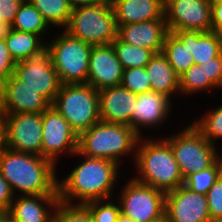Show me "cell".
<instances>
[{
	"instance_id": "obj_1",
	"label": "cell",
	"mask_w": 222,
	"mask_h": 222,
	"mask_svg": "<svg viewBox=\"0 0 222 222\" xmlns=\"http://www.w3.org/2000/svg\"><path fill=\"white\" fill-rule=\"evenodd\" d=\"M54 164L40 155L7 147L0 152V173L12 193L18 188L26 195L58 194Z\"/></svg>"
},
{
	"instance_id": "obj_2",
	"label": "cell",
	"mask_w": 222,
	"mask_h": 222,
	"mask_svg": "<svg viewBox=\"0 0 222 222\" xmlns=\"http://www.w3.org/2000/svg\"><path fill=\"white\" fill-rule=\"evenodd\" d=\"M118 164L114 161L87 157L65 180L58 182L59 199L70 203L79 198L78 204L110 199L111 189L116 181Z\"/></svg>"
},
{
	"instance_id": "obj_3",
	"label": "cell",
	"mask_w": 222,
	"mask_h": 222,
	"mask_svg": "<svg viewBox=\"0 0 222 222\" xmlns=\"http://www.w3.org/2000/svg\"><path fill=\"white\" fill-rule=\"evenodd\" d=\"M136 163L141 174L136 181L152 186L165 193L184 185L179 165L169 143L161 141L144 142L138 147Z\"/></svg>"
},
{
	"instance_id": "obj_4",
	"label": "cell",
	"mask_w": 222,
	"mask_h": 222,
	"mask_svg": "<svg viewBox=\"0 0 222 222\" xmlns=\"http://www.w3.org/2000/svg\"><path fill=\"white\" fill-rule=\"evenodd\" d=\"M139 140V134L128 125L100 120L78 136L77 154L118 164L119 157L134 150Z\"/></svg>"
},
{
	"instance_id": "obj_5",
	"label": "cell",
	"mask_w": 222,
	"mask_h": 222,
	"mask_svg": "<svg viewBox=\"0 0 222 222\" xmlns=\"http://www.w3.org/2000/svg\"><path fill=\"white\" fill-rule=\"evenodd\" d=\"M118 27L110 0L73 8L65 32L94 45L111 44L117 38Z\"/></svg>"
},
{
	"instance_id": "obj_6",
	"label": "cell",
	"mask_w": 222,
	"mask_h": 222,
	"mask_svg": "<svg viewBox=\"0 0 222 222\" xmlns=\"http://www.w3.org/2000/svg\"><path fill=\"white\" fill-rule=\"evenodd\" d=\"M52 106L78 136L101 120L98 91L88 83L62 85Z\"/></svg>"
},
{
	"instance_id": "obj_7",
	"label": "cell",
	"mask_w": 222,
	"mask_h": 222,
	"mask_svg": "<svg viewBox=\"0 0 222 222\" xmlns=\"http://www.w3.org/2000/svg\"><path fill=\"white\" fill-rule=\"evenodd\" d=\"M49 45L52 65L62 85L87 83L92 45L67 32Z\"/></svg>"
},
{
	"instance_id": "obj_8",
	"label": "cell",
	"mask_w": 222,
	"mask_h": 222,
	"mask_svg": "<svg viewBox=\"0 0 222 222\" xmlns=\"http://www.w3.org/2000/svg\"><path fill=\"white\" fill-rule=\"evenodd\" d=\"M165 140L174 152L184 179L193 172L212 166L219 159L215 145L211 144L193 125L175 137Z\"/></svg>"
},
{
	"instance_id": "obj_9",
	"label": "cell",
	"mask_w": 222,
	"mask_h": 222,
	"mask_svg": "<svg viewBox=\"0 0 222 222\" xmlns=\"http://www.w3.org/2000/svg\"><path fill=\"white\" fill-rule=\"evenodd\" d=\"M13 75L26 86L38 91L51 105L62 86L52 65L50 45L44 44L24 61L17 62Z\"/></svg>"
},
{
	"instance_id": "obj_10",
	"label": "cell",
	"mask_w": 222,
	"mask_h": 222,
	"mask_svg": "<svg viewBox=\"0 0 222 222\" xmlns=\"http://www.w3.org/2000/svg\"><path fill=\"white\" fill-rule=\"evenodd\" d=\"M166 193L130 180L121 195L120 212L135 222H150L165 214Z\"/></svg>"
},
{
	"instance_id": "obj_11",
	"label": "cell",
	"mask_w": 222,
	"mask_h": 222,
	"mask_svg": "<svg viewBox=\"0 0 222 222\" xmlns=\"http://www.w3.org/2000/svg\"><path fill=\"white\" fill-rule=\"evenodd\" d=\"M164 17L169 32L211 31V0H165Z\"/></svg>"
},
{
	"instance_id": "obj_12",
	"label": "cell",
	"mask_w": 222,
	"mask_h": 222,
	"mask_svg": "<svg viewBox=\"0 0 222 222\" xmlns=\"http://www.w3.org/2000/svg\"><path fill=\"white\" fill-rule=\"evenodd\" d=\"M64 150L77 154L78 135L59 111L50 105L42 112L41 156L55 163L58 153Z\"/></svg>"
},
{
	"instance_id": "obj_13",
	"label": "cell",
	"mask_w": 222,
	"mask_h": 222,
	"mask_svg": "<svg viewBox=\"0 0 222 222\" xmlns=\"http://www.w3.org/2000/svg\"><path fill=\"white\" fill-rule=\"evenodd\" d=\"M6 147L41 156L42 113L6 114Z\"/></svg>"
},
{
	"instance_id": "obj_14",
	"label": "cell",
	"mask_w": 222,
	"mask_h": 222,
	"mask_svg": "<svg viewBox=\"0 0 222 222\" xmlns=\"http://www.w3.org/2000/svg\"><path fill=\"white\" fill-rule=\"evenodd\" d=\"M165 215L168 222H207L210 220L205 194L182 185L166 193Z\"/></svg>"
},
{
	"instance_id": "obj_15",
	"label": "cell",
	"mask_w": 222,
	"mask_h": 222,
	"mask_svg": "<svg viewBox=\"0 0 222 222\" xmlns=\"http://www.w3.org/2000/svg\"><path fill=\"white\" fill-rule=\"evenodd\" d=\"M51 104L13 74L1 84L0 109L5 114L42 113Z\"/></svg>"
},
{
	"instance_id": "obj_16",
	"label": "cell",
	"mask_w": 222,
	"mask_h": 222,
	"mask_svg": "<svg viewBox=\"0 0 222 222\" xmlns=\"http://www.w3.org/2000/svg\"><path fill=\"white\" fill-rule=\"evenodd\" d=\"M88 65L87 83L97 91L120 85L124 69L112 43L92 46Z\"/></svg>"
},
{
	"instance_id": "obj_17",
	"label": "cell",
	"mask_w": 222,
	"mask_h": 222,
	"mask_svg": "<svg viewBox=\"0 0 222 222\" xmlns=\"http://www.w3.org/2000/svg\"><path fill=\"white\" fill-rule=\"evenodd\" d=\"M168 32L165 19H155L120 25L117 37L124 43L146 48L157 54L162 52Z\"/></svg>"
},
{
	"instance_id": "obj_18",
	"label": "cell",
	"mask_w": 222,
	"mask_h": 222,
	"mask_svg": "<svg viewBox=\"0 0 222 222\" xmlns=\"http://www.w3.org/2000/svg\"><path fill=\"white\" fill-rule=\"evenodd\" d=\"M99 113L102 121L124 124L130 127L131 114L135 107L137 94L122 85L98 91Z\"/></svg>"
},
{
	"instance_id": "obj_19",
	"label": "cell",
	"mask_w": 222,
	"mask_h": 222,
	"mask_svg": "<svg viewBox=\"0 0 222 222\" xmlns=\"http://www.w3.org/2000/svg\"><path fill=\"white\" fill-rule=\"evenodd\" d=\"M117 27L130 23L165 19V0H110Z\"/></svg>"
},
{
	"instance_id": "obj_20",
	"label": "cell",
	"mask_w": 222,
	"mask_h": 222,
	"mask_svg": "<svg viewBox=\"0 0 222 222\" xmlns=\"http://www.w3.org/2000/svg\"><path fill=\"white\" fill-rule=\"evenodd\" d=\"M169 99L154 91L138 94L131 114L130 127L140 135L138 126H151L163 121L170 110Z\"/></svg>"
},
{
	"instance_id": "obj_21",
	"label": "cell",
	"mask_w": 222,
	"mask_h": 222,
	"mask_svg": "<svg viewBox=\"0 0 222 222\" xmlns=\"http://www.w3.org/2000/svg\"><path fill=\"white\" fill-rule=\"evenodd\" d=\"M15 201H12L9 208V213L14 220L18 222H55V214L49 215L42 202L55 209L60 201L59 194L21 195Z\"/></svg>"
},
{
	"instance_id": "obj_22",
	"label": "cell",
	"mask_w": 222,
	"mask_h": 222,
	"mask_svg": "<svg viewBox=\"0 0 222 222\" xmlns=\"http://www.w3.org/2000/svg\"><path fill=\"white\" fill-rule=\"evenodd\" d=\"M145 70L150 77L151 91L163 94L168 98L174 91H179V76L162 52L151 57Z\"/></svg>"
},
{
	"instance_id": "obj_23",
	"label": "cell",
	"mask_w": 222,
	"mask_h": 222,
	"mask_svg": "<svg viewBox=\"0 0 222 222\" xmlns=\"http://www.w3.org/2000/svg\"><path fill=\"white\" fill-rule=\"evenodd\" d=\"M162 53L180 77L194 64L188 49V31L168 32L165 36Z\"/></svg>"
},
{
	"instance_id": "obj_24",
	"label": "cell",
	"mask_w": 222,
	"mask_h": 222,
	"mask_svg": "<svg viewBox=\"0 0 222 222\" xmlns=\"http://www.w3.org/2000/svg\"><path fill=\"white\" fill-rule=\"evenodd\" d=\"M188 49L194 64L210 61L222 52V38L215 32L188 31Z\"/></svg>"
},
{
	"instance_id": "obj_25",
	"label": "cell",
	"mask_w": 222,
	"mask_h": 222,
	"mask_svg": "<svg viewBox=\"0 0 222 222\" xmlns=\"http://www.w3.org/2000/svg\"><path fill=\"white\" fill-rule=\"evenodd\" d=\"M40 39L39 35L10 28L5 37V42L10 56L17 63L24 61L30 54L44 45Z\"/></svg>"
},
{
	"instance_id": "obj_26",
	"label": "cell",
	"mask_w": 222,
	"mask_h": 222,
	"mask_svg": "<svg viewBox=\"0 0 222 222\" xmlns=\"http://www.w3.org/2000/svg\"><path fill=\"white\" fill-rule=\"evenodd\" d=\"M48 23L41 13L28 1L25 0L19 11L16 13L15 20L11 29L39 35L46 31Z\"/></svg>"
},
{
	"instance_id": "obj_27",
	"label": "cell",
	"mask_w": 222,
	"mask_h": 222,
	"mask_svg": "<svg viewBox=\"0 0 222 222\" xmlns=\"http://www.w3.org/2000/svg\"><path fill=\"white\" fill-rule=\"evenodd\" d=\"M45 21L58 26L67 25L73 10L68 0H28Z\"/></svg>"
},
{
	"instance_id": "obj_28",
	"label": "cell",
	"mask_w": 222,
	"mask_h": 222,
	"mask_svg": "<svg viewBox=\"0 0 222 222\" xmlns=\"http://www.w3.org/2000/svg\"><path fill=\"white\" fill-rule=\"evenodd\" d=\"M112 46L123 69L145 67L154 55L151 50L124 43L118 37Z\"/></svg>"
},
{
	"instance_id": "obj_29",
	"label": "cell",
	"mask_w": 222,
	"mask_h": 222,
	"mask_svg": "<svg viewBox=\"0 0 222 222\" xmlns=\"http://www.w3.org/2000/svg\"><path fill=\"white\" fill-rule=\"evenodd\" d=\"M221 174L222 159L219 158L212 166L187 176L184 185L193 192L206 195Z\"/></svg>"
},
{
	"instance_id": "obj_30",
	"label": "cell",
	"mask_w": 222,
	"mask_h": 222,
	"mask_svg": "<svg viewBox=\"0 0 222 222\" xmlns=\"http://www.w3.org/2000/svg\"><path fill=\"white\" fill-rule=\"evenodd\" d=\"M214 86L209 79H205V73L198 64H193L179 77V91L185 92L186 94L198 90H206Z\"/></svg>"
},
{
	"instance_id": "obj_31",
	"label": "cell",
	"mask_w": 222,
	"mask_h": 222,
	"mask_svg": "<svg viewBox=\"0 0 222 222\" xmlns=\"http://www.w3.org/2000/svg\"><path fill=\"white\" fill-rule=\"evenodd\" d=\"M149 78L145 67L124 69L120 85L138 95L151 91Z\"/></svg>"
},
{
	"instance_id": "obj_32",
	"label": "cell",
	"mask_w": 222,
	"mask_h": 222,
	"mask_svg": "<svg viewBox=\"0 0 222 222\" xmlns=\"http://www.w3.org/2000/svg\"><path fill=\"white\" fill-rule=\"evenodd\" d=\"M54 212L55 222H92L90 210L85 204L70 205L60 200Z\"/></svg>"
},
{
	"instance_id": "obj_33",
	"label": "cell",
	"mask_w": 222,
	"mask_h": 222,
	"mask_svg": "<svg viewBox=\"0 0 222 222\" xmlns=\"http://www.w3.org/2000/svg\"><path fill=\"white\" fill-rule=\"evenodd\" d=\"M193 126L211 143L214 144L216 138H222V106L206 115ZM213 139V140H212Z\"/></svg>"
},
{
	"instance_id": "obj_34",
	"label": "cell",
	"mask_w": 222,
	"mask_h": 222,
	"mask_svg": "<svg viewBox=\"0 0 222 222\" xmlns=\"http://www.w3.org/2000/svg\"><path fill=\"white\" fill-rule=\"evenodd\" d=\"M101 201H92L85 204L91 213L92 222H117L120 212V205L105 203L100 205Z\"/></svg>"
},
{
	"instance_id": "obj_35",
	"label": "cell",
	"mask_w": 222,
	"mask_h": 222,
	"mask_svg": "<svg viewBox=\"0 0 222 222\" xmlns=\"http://www.w3.org/2000/svg\"><path fill=\"white\" fill-rule=\"evenodd\" d=\"M210 219L222 220V174L206 194Z\"/></svg>"
},
{
	"instance_id": "obj_36",
	"label": "cell",
	"mask_w": 222,
	"mask_h": 222,
	"mask_svg": "<svg viewBox=\"0 0 222 222\" xmlns=\"http://www.w3.org/2000/svg\"><path fill=\"white\" fill-rule=\"evenodd\" d=\"M205 73V79H209L215 86H222V52L210 61L199 64Z\"/></svg>"
},
{
	"instance_id": "obj_37",
	"label": "cell",
	"mask_w": 222,
	"mask_h": 222,
	"mask_svg": "<svg viewBox=\"0 0 222 222\" xmlns=\"http://www.w3.org/2000/svg\"><path fill=\"white\" fill-rule=\"evenodd\" d=\"M15 65L16 62L9 54L5 38L0 39V84L13 74Z\"/></svg>"
},
{
	"instance_id": "obj_38",
	"label": "cell",
	"mask_w": 222,
	"mask_h": 222,
	"mask_svg": "<svg viewBox=\"0 0 222 222\" xmlns=\"http://www.w3.org/2000/svg\"><path fill=\"white\" fill-rule=\"evenodd\" d=\"M25 0H0V20L12 25L16 13L19 11Z\"/></svg>"
},
{
	"instance_id": "obj_39",
	"label": "cell",
	"mask_w": 222,
	"mask_h": 222,
	"mask_svg": "<svg viewBox=\"0 0 222 222\" xmlns=\"http://www.w3.org/2000/svg\"><path fill=\"white\" fill-rule=\"evenodd\" d=\"M211 31L222 38V2H211Z\"/></svg>"
},
{
	"instance_id": "obj_40",
	"label": "cell",
	"mask_w": 222,
	"mask_h": 222,
	"mask_svg": "<svg viewBox=\"0 0 222 222\" xmlns=\"http://www.w3.org/2000/svg\"><path fill=\"white\" fill-rule=\"evenodd\" d=\"M13 201V193L8 182L0 173V210H9Z\"/></svg>"
},
{
	"instance_id": "obj_41",
	"label": "cell",
	"mask_w": 222,
	"mask_h": 222,
	"mask_svg": "<svg viewBox=\"0 0 222 222\" xmlns=\"http://www.w3.org/2000/svg\"><path fill=\"white\" fill-rule=\"evenodd\" d=\"M6 148V114L0 109V152Z\"/></svg>"
},
{
	"instance_id": "obj_42",
	"label": "cell",
	"mask_w": 222,
	"mask_h": 222,
	"mask_svg": "<svg viewBox=\"0 0 222 222\" xmlns=\"http://www.w3.org/2000/svg\"><path fill=\"white\" fill-rule=\"evenodd\" d=\"M72 8L81 7V6H90L101 3L105 0H68Z\"/></svg>"
},
{
	"instance_id": "obj_43",
	"label": "cell",
	"mask_w": 222,
	"mask_h": 222,
	"mask_svg": "<svg viewBox=\"0 0 222 222\" xmlns=\"http://www.w3.org/2000/svg\"><path fill=\"white\" fill-rule=\"evenodd\" d=\"M10 28V25L0 20V39H4L6 37Z\"/></svg>"
},
{
	"instance_id": "obj_44",
	"label": "cell",
	"mask_w": 222,
	"mask_h": 222,
	"mask_svg": "<svg viewBox=\"0 0 222 222\" xmlns=\"http://www.w3.org/2000/svg\"><path fill=\"white\" fill-rule=\"evenodd\" d=\"M10 218L9 210H0V222H8Z\"/></svg>"
},
{
	"instance_id": "obj_45",
	"label": "cell",
	"mask_w": 222,
	"mask_h": 222,
	"mask_svg": "<svg viewBox=\"0 0 222 222\" xmlns=\"http://www.w3.org/2000/svg\"><path fill=\"white\" fill-rule=\"evenodd\" d=\"M117 222H135V221L133 219L125 216L124 214L120 213L118 215Z\"/></svg>"
},
{
	"instance_id": "obj_46",
	"label": "cell",
	"mask_w": 222,
	"mask_h": 222,
	"mask_svg": "<svg viewBox=\"0 0 222 222\" xmlns=\"http://www.w3.org/2000/svg\"><path fill=\"white\" fill-rule=\"evenodd\" d=\"M150 222H168V218L167 216L164 214L161 218H158L154 221H150Z\"/></svg>"
},
{
	"instance_id": "obj_47",
	"label": "cell",
	"mask_w": 222,
	"mask_h": 222,
	"mask_svg": "<svg viewBox=\"0 0 222 222\" xmlns=\"http://www.w3.org/2000/svg\"><path fill=\"white\" fill-rule=\"evenodd\" d=\"M207 222H222V220H217V219H210Z\"/></svg>"
},
{
	"instance_id": "obj_48",
	"label": "cell",
	"mask_w": 222,
	"mask_h": 222,
	"mask_svg": "<svg viewBox=\"0 0 222 222\" xmlns=\"http://www.w3.org/2000/svg\"><path fill=\"white\" fill-rule=\"evenodd\" d=\"M8 222H18V221L14 220V219L11 217Z\"/></svg>"
},
{
	"instance_id": "obj_49",
	"label": "cell",
	"mask_w": 222,
	"mask_h": 222,
	"mask_svg": "<svg viewBox=\"0 0 222 222\" xmlns=\"http://www.w3.org/2000/svg\"><path fill=\"white\" fill-rule=\"evenodd\" d=\"M211 2H222V0H211Z\"/></svg>"
}]
</instances>
